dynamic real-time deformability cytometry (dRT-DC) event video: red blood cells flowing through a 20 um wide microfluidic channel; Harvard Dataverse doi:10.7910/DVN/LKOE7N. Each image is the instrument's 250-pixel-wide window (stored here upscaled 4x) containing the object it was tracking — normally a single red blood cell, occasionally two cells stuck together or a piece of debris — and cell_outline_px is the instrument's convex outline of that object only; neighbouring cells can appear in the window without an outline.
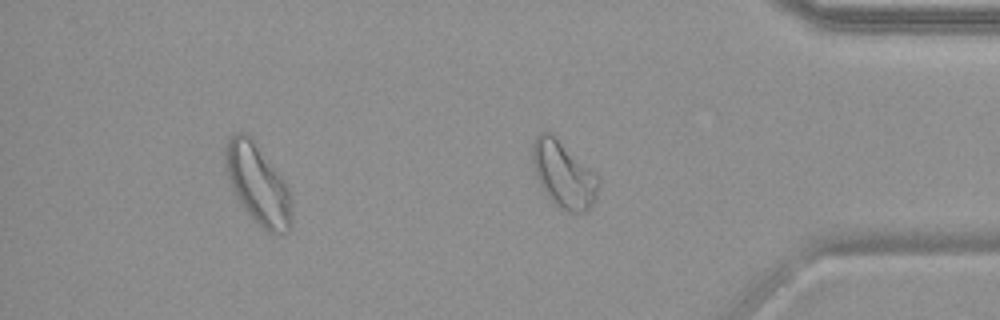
{"species": "common noctule bat (a hibernating species)", "species_latin": "Nyctalus noctula", "temperature_condition": "warm", "stored_images_in_passage": 42, "segment_of_instrument_passage": [2, 2], "camera_frame_rate_fps": 3000, "um_per_image_px": 0.085, "animal": {"sex": "female", "body_mass_g": 19.9}, "frame": {"image": 1, "passage_image": 42, "time_ms": 13.667, "image_size_px": [1000, 320], "cell_outline_px": [[600, 184], [596, 196], [592, 204], [584, 212], [568, 212], [560, 208], [540, 188], [536, 176], [532, 160], [532, 148], [536, 136], [540, 132], [552, 132], [596, 172], [600, 180]], "centroid_in_image_um": [47.91, 14.79], "position_along_channel_um": 387.3, "area_um2": 25.84}}